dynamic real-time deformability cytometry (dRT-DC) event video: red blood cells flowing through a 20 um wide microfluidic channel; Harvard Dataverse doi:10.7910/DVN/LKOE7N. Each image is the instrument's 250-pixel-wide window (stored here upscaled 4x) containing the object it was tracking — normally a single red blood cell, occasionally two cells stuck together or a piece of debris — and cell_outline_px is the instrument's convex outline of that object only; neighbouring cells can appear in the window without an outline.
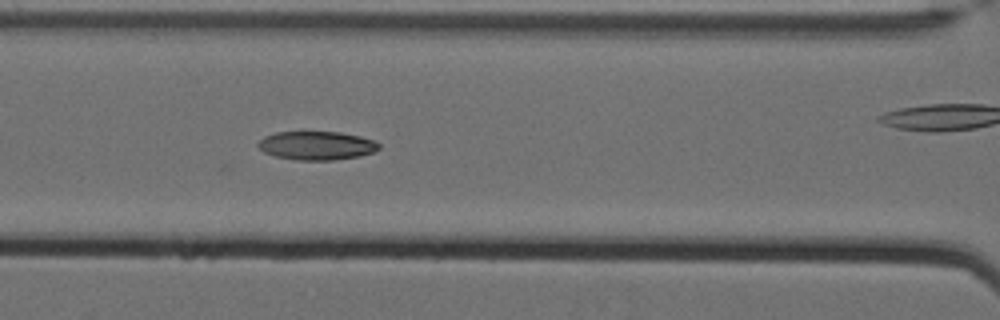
{"species": "Egyptian fruit bat (a non-hibernating species)", "species_latin": "Rousettus aegyptiacus", "temperature_condition": "cold", "stored_images_in_passage": 27, "camera_frame_rate_fps": 3000, "um_per_image_px": 0.085, "animal": {"sex": "female"}, "frame": {"image": 1, "passage_image": 5, "time_ms": 1.333, "image_size_px": [1000, 320], "cell_outline_px": [[380, 148], [376, 152], [360, 156], [332, 160], [296, 160], [276, 156], [264, 152], [256, 144], [264, 136], [276, 132], [340, 132], [360, 136], [372, 140], [380, 144]], "centroid_in_image_um": [26.93, 12.37], "position_along_channel_um": 139.7, "area_um2": 20.17}}
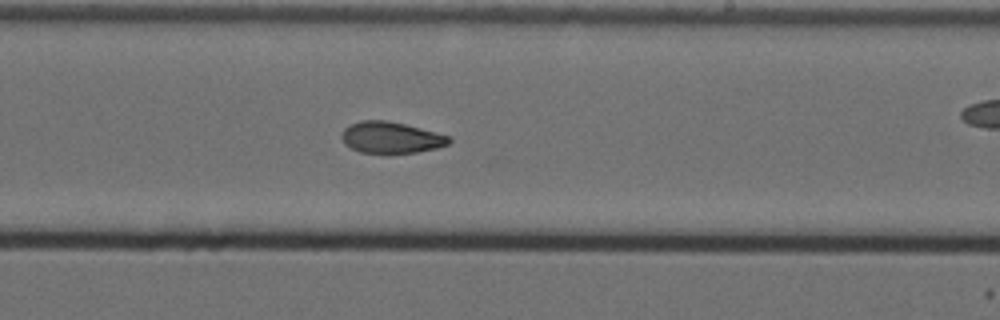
{"frame": {"image": 2, "passage_image": 15, "time_ms": 4.667, "image_size_px": [1000, 320], "cell_outline_px": [[452, 140], [448, 144], [436, 148], [416, 152], [360, 152], [344, 144], [340, 136], [344, 128], [348, 124], [360, 120], [388, 120], [436, 132], [448, 136]], "centroid_in_image_um": [33.19, 11.66], "position_along_channel_um": 255.8, "area_um2": 19.48}}
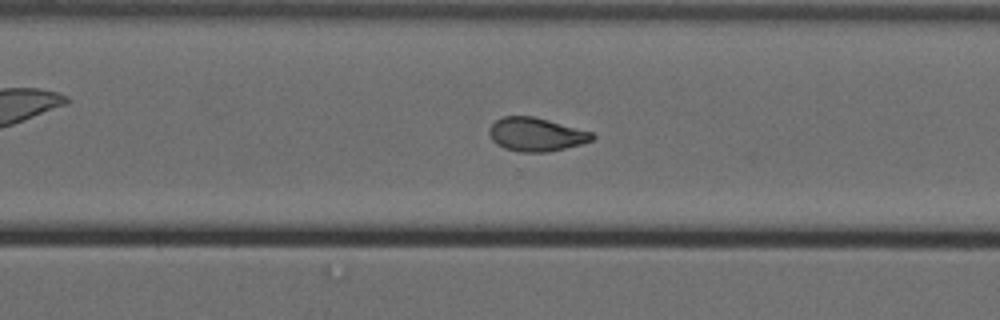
{"frame": {"image": 3, "passage_image": 21, "time_ms": 6.667, "image_size_px": [1000, 320], "cell_outline_px": [[596, 136], [592, 140], [584, 144], [548, 152], [520, 152], [504, 148], [496, 144], [492, 140], [488, 132], [488, 128], [496, 120], [504, 116], [532, 116], [548, 120], [592, 132]], "centroid_in_image_um": [45.56, 11.44], "position_along_channel_um": 325.0, "area_um2": 20.23}, "authors_computed_cell_mechanics": {"area_um2": 19.8832, "velocity_mm_per_s": 3.4789, "shape_relaxation_time_tau1_ms": null, "shape_relaxation_time_tau2_ms": 5.5264, "deformation_change_tau1": null, "deformation_change_tau2": 0.1079}}